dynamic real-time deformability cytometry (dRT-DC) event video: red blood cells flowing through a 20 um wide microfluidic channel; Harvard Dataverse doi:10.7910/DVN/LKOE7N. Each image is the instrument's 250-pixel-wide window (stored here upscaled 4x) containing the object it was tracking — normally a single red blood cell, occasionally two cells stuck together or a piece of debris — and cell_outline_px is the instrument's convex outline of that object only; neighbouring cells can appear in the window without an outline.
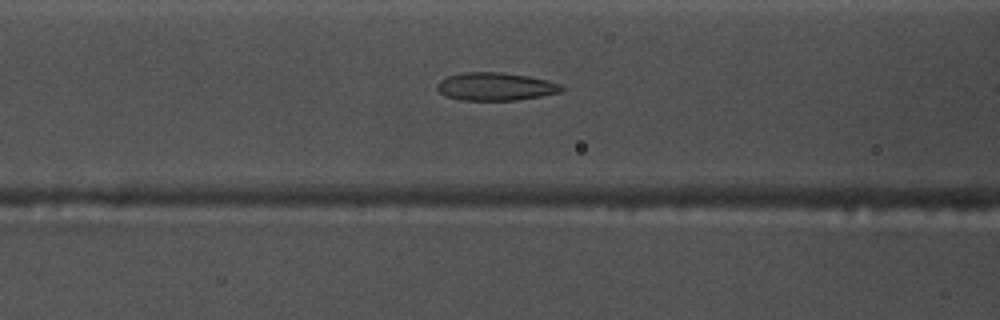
{"species": "common noctule bat (a hibernating species)", "species_latin": "Nyctalus noctula", "temperature_condition": "warm", "stored_images_in_passage": 37, "camera_frame_rate_fps": 3000, "um_per_image_px": 0.085, "animal": {"sex": "male", "body_mass_g": 17.5, "forearm_length_mm": 52.3}, "frame": {"image": 1, "passage_image": 14, "time_ms": 4.333, "image_size_px": [1000, 320], "cell_outline_px": [[564, 88], [560, 92], [540, 96], [516, 100], [460, 100], [444, 96], [436, 88], [436, 84], [440, 80], [448, 76], [464, 72], [500, 72], [528, 76], [548, 80], [560, 84]], "centroid_in_image_um": [42.09, 7.35], "position_along_channel_um": 124.5, "area_um2": 20.29}}
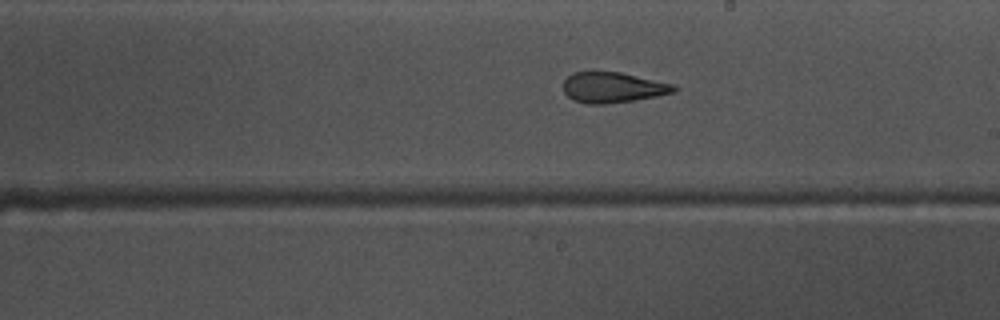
{"frame": {"image": 2, "passage_image": 23, "time_ms": 7.333, "image_size_px": [1000, 320], "cell_outline_px": [[676, 92], [656, 96], [608, 104], [588, 104], [572, 100], [564, 92], [564, 80], [568, 76], [576, 72], [620, 72], [672, 84], [676, 88]], "centroid_in_image_um": [52.06, 7.44], "position_along_channel_um": 236.9, "area_um2": 19.42}}
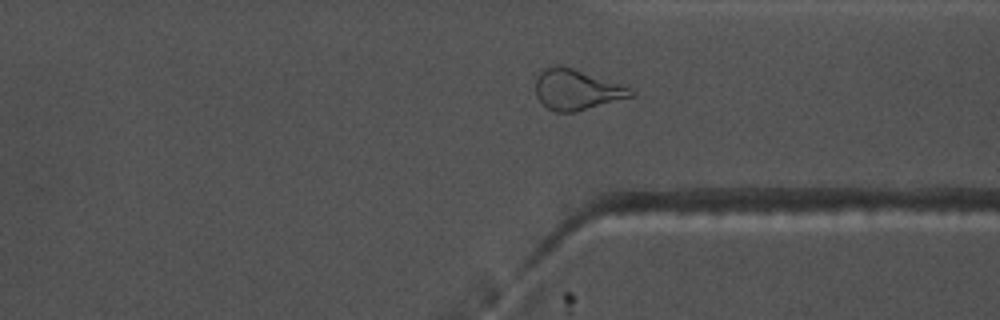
{"frame": {"image": 3, "passage_image": 33, "time_ms": 10.667, "image_size_px": [1000, 320], "cell_outline_px": [[636, 96], [576, 112], [556, 112], [548, 108], [536, 96], [536, 80], [540, 72], [544, 68], [552, 64], [556, 64], [572, 68], [628, 88], [636, 92]], "centroid_in_image_um": [48.99, 7.63], "position_along_channel_um": 362.4, "area_um2": 22.2}}